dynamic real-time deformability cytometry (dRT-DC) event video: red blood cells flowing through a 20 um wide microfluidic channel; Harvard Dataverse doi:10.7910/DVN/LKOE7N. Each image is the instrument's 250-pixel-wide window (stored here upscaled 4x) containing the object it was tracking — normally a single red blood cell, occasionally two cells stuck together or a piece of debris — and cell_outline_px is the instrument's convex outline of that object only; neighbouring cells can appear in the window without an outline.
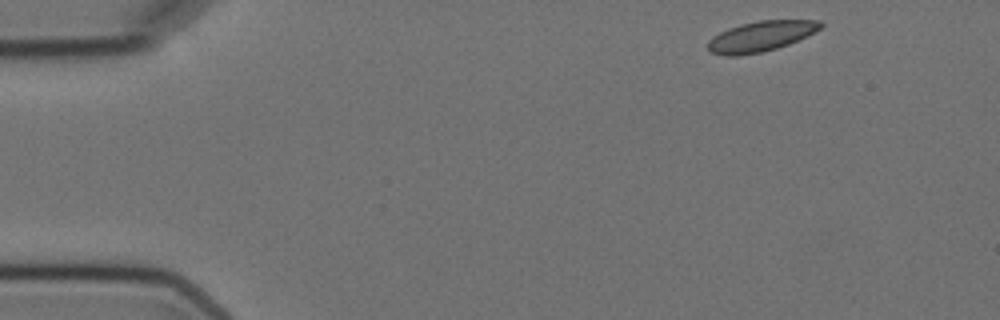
{"species": "Egyptian fruit bat (a non-hibernating species)", "species_latin": "Rousettus aegyptiacus", "temperature_condition": "cold", "stored_images_in_passage": 3, "camera_frame_rate_fps": 3000, "um_per_image_px": 0.085, "animal": {"sex": "female"}, "frame": {"image": 1, "passage_image": 1, "time_ms": 0.0, "image_size_px": [1000, 320], "cell_outline_px": [[824, 24], [820, 28], [788, 44], [776, 48], [760, 52], [736, 56], [724, 56], [712, 52], [708, 48], [708, 40], [712, 36], [728, 28], [740, 24], [760, 20], [820, 20]], "centroid_in_image_um": [64.62, 3.08], "position_along_channel_um": 20.4, "area_um2": 19.65}}